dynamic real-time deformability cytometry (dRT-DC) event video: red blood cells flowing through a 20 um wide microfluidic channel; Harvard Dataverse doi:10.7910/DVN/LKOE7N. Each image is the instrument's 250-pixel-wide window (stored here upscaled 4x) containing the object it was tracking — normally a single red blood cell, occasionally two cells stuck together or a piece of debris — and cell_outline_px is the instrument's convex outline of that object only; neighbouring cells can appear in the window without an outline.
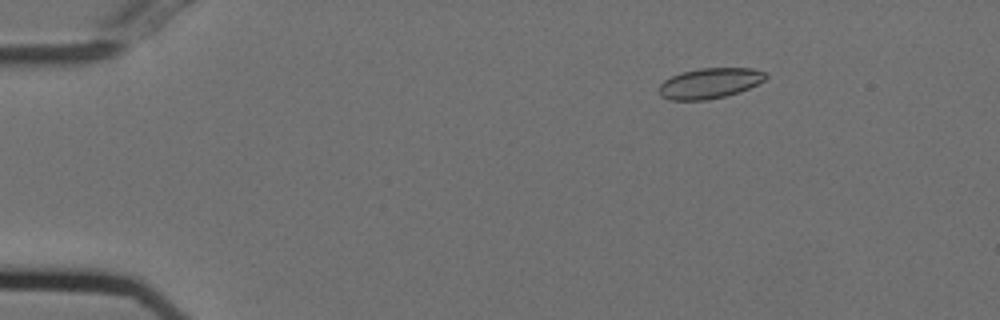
{"species": "Egyptian fruit bat (a non-hibernating species)", "species_latin": "Rousettus aegyptiacus", "temperature_condition": "cold", "stored_images_in_passage": 26, "camera_frame_rate_fps": 3000, "um_per_image_px": 0.085, "animal": {"sex": "female"}, "frame": {"image": 1, "passage_image": 4, "time_ms": 1.0, "image_size_px": [1000, 320], "cell_outline_px": [[768, 76], [764, 80], [740, 92], [708, 100], [668, 100], [660, 96], [660, 84], [664, 80], [672, 76], [684, 72], [700, 68], [752, 68], [764, 72]], "centroid_in_image_um": [60.32, 7.08], "position_along_channel_um": 24.7, "area_um2": 18.79}}
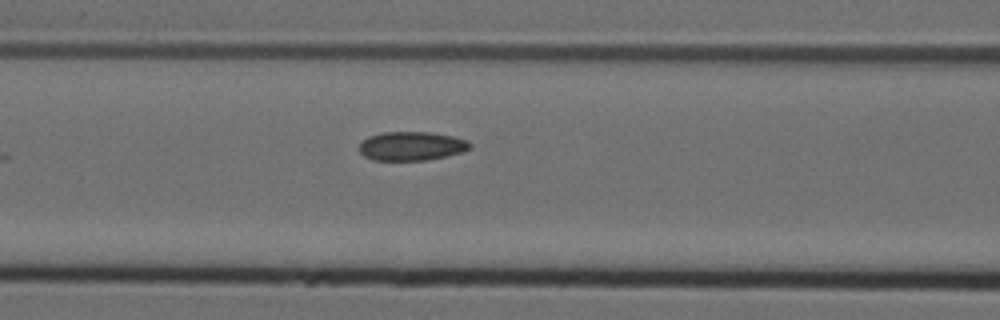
{"frame": {"image": 2, "passage_image": 19, "time_ms": 6.0, "image_size_px": [1000, 320], "cell_outline_px": [[472, 148], [460, 152], [444, 156], [424, 160], [372, 160], [364, 156], [360, 152], [360, 144], [368, 136], [384, 132], [428, 132], [452, 136], [468, 140], [472, 144]], "centroid_in_image_um": [34.98, 12.41], "position_along_channel_um": 131.6, "area_um2": 18.5}}
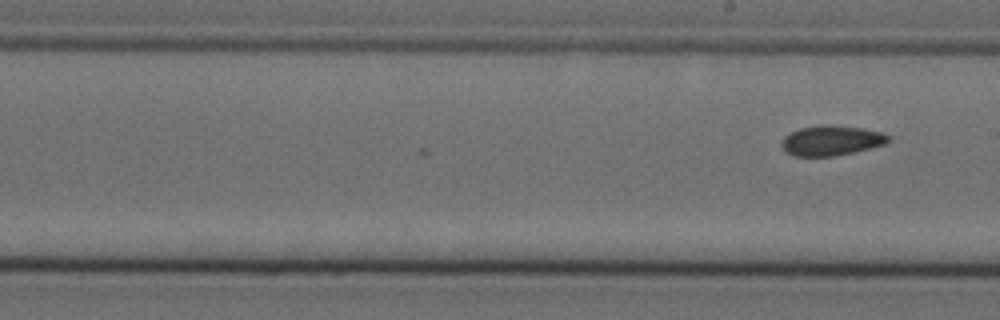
{"frame": {"image": 3, "passage_image": 26, "time_ms": 8.333, "image_size_px": [1000, 320], "cell_outline_px": [[892, 140], [884, 144], [836, 156], [792, 156], [784, 152], [780, 144], [784, 136], [800, 128], [820, 124], [832, 124], [864, 128], [884, 132]], "centroid_in_image_um": [70.64, 11.93], "position_along_channel_um": 218.4, "area_um2": 18.96}}